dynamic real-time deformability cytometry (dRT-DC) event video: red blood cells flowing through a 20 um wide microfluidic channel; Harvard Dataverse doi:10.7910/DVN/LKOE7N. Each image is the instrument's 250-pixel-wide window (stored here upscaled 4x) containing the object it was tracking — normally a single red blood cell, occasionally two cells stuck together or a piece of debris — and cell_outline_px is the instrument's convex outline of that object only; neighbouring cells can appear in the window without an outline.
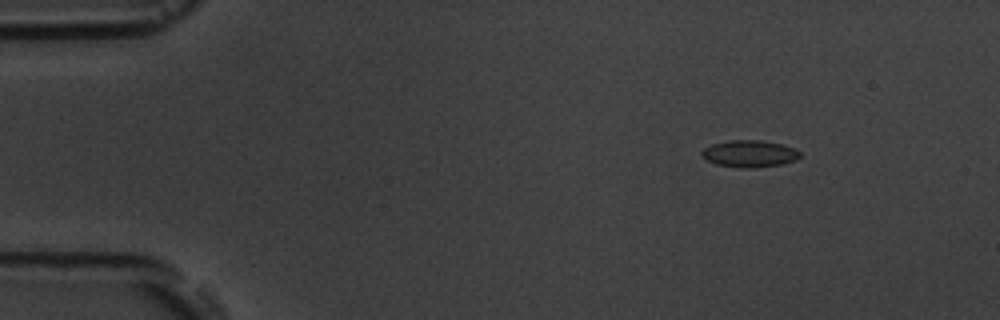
{"species": "common noctule bat (a hibernating species)", "species_latin": "Nyctalus noctula", "temperature_condition": "room temperature", "stored_images_in_passage": 4, "camera_frame_rate_fps": 3000, "um_per_image_px": 0.085, "animal": {"sex": "male", "body_mass_g": 19.5, "forearm_length_mm": 54.6}, "frame": {"image": 1, "passage_image": 1, "time_ms": 0.0, "image_size_px": [1000, 320], "cell_outline_px": [[800, 156], [796, 160], [784, 164], [752, 168], [740, 168], [716, 164], [700, 156], [700, 152], [704, 148], [712, 144], [728, 140], [760, 140], [780, 144], [796, 148], [800, 152]], "centroid_in_image_um": [63.71, 13.07], "position_along_channel_um": 21.3, "area_um2": 15.55}}
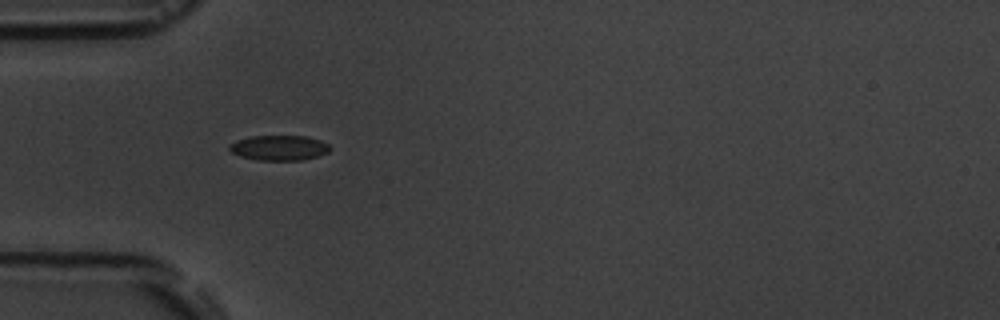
{"frame": {"image": 2, "passage_image": 3, "time_ms": 3.333, "image_size_px": [1000, 320], "cell_outline_px": [[332, 148], [328, 152], [316, 156], [300, 160], [260, 160], [240, 156], [232, 152], [228, 148], [236, 140], [252, 136], [308, 136], [320, 140], [328, 144]], "centroid_in_image_um": [23.75, 12.55], "position_along_channel_um": 61.3, "area_um2": 14.57}}
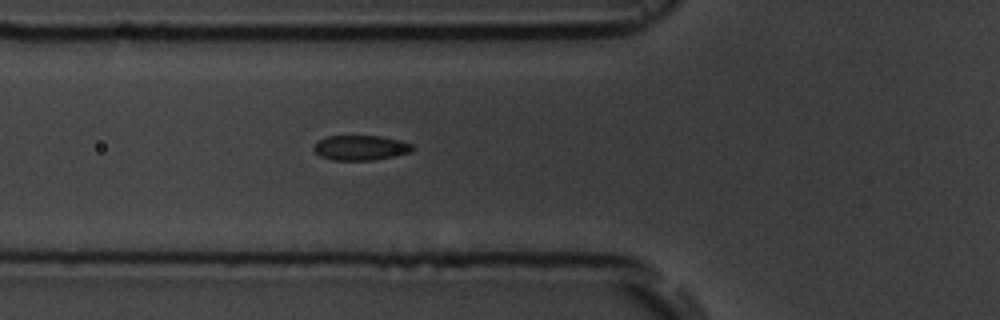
{"frame": {"image": 3, "passage_image": 4, "time_ms": 4.333, "image_size_px": [1000, 320], "cell_outline_px": [[412, 152], [396, 156], [372, 160], [332, 160], [320, 156], [312, 148], [320, 140], [328, 136], [380, 136], [400, 140], [412, 144]], "centroid_in_image_um": [30.67, 12.56], "position_along_channel_um": 95.1, "area_um2": 14.28}}